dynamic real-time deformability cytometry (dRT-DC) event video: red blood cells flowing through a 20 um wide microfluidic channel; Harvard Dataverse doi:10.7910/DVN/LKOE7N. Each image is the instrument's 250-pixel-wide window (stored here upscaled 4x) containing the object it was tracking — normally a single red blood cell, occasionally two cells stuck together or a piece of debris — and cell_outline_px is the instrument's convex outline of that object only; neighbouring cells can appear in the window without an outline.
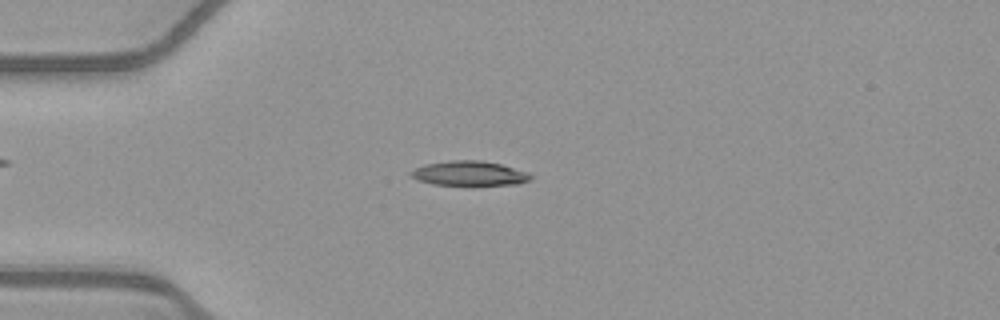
{"species": "common noctule bat (a hibernating species)", "species_latin": "Nyctalus noctula", "temperature_condition": "warm", "stored_images_in_passage": 52, "camera_frame_rate_fps": 3000, "um_per_image_px": 0.085, "animal": {"sex": "female", "body_mass_g": 21.9}, "frame": {"image": 1, "passage_image": 13, "time_ms": 4.0, "image_size_px": [1000, 320], "cell_outline_px": [[532, 180], [520, 184], [432, 184], [416, 180], [408, 172], [424, 164], [448, 160], [480, 160], [500, 164], [528, 172], [532, 176]], "centroid_in_image_um": [39.88, 14.72], "position_along_channel_um": 45.1, "area_um2": 17.05}}
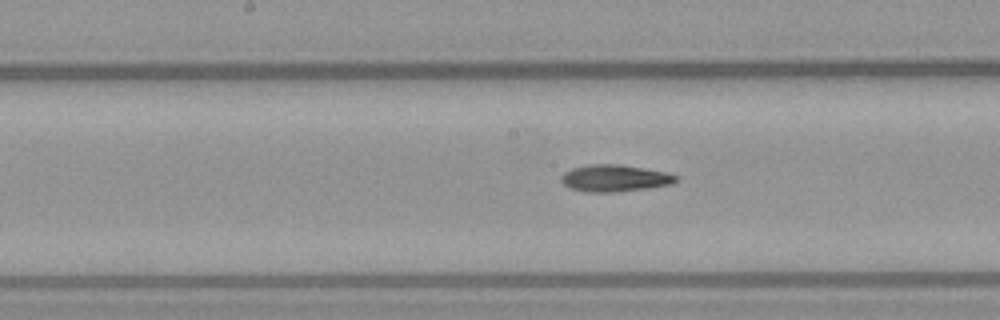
{"frame": {"image": 2, "passage_image": 26, "time_ms": 8.333, "image_size_px": [1000, 320], "cell_outline_px": [[676, 180], [672, 184], [648, 188], [612, 192], [588, 192], [572, 188], [564, 184], [560, 180], [560, 176], [564, 172], [572, 168], [588, 164], [616, 164], [644, 168], [664, 172], [676, 176]], "centroid_in_image_um": [52.2, 15.14], "position_along_channel_um": 196.0, "area_um2": 17.74}}
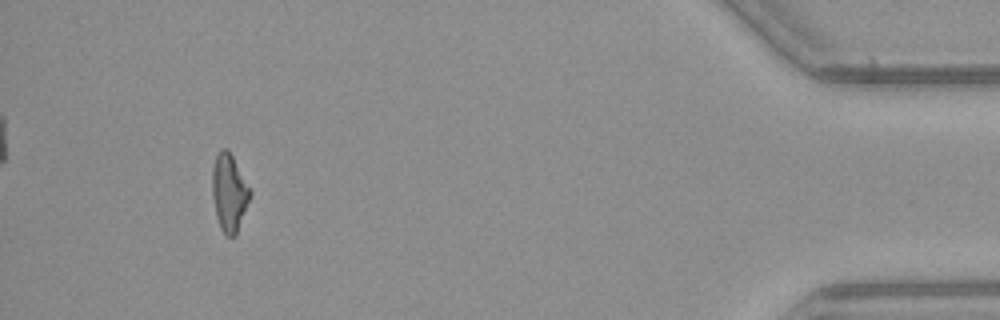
{"frame": {"image": 3, "passage_image": 48, "time_ms": 15.667, "image_size_px": [1000, 320], "cell_outline_px": [[252, 192], [236, 236], [228, 236], [220, 228], [216, 216], [212, 196], [212, 168], [216, 156], [224, 148], [228, 148], [252, 188]], "centroid_in_image_um": [19.5, 16.35], "position_along_channel_um": 415.7, "area_um2": 17.28}, "authors_computed_cell_mechanics": {"area_um2": 17.2244, "velocity_mm_per_s": 3.9464, "shape_relaxation_time_tau1_ms": 4.7122, "shape_relaxation_time_tau2_ms": 8.2158, "deformation_change_tau1": 0.2041, "deformation_change_tau2": 0.2101}}